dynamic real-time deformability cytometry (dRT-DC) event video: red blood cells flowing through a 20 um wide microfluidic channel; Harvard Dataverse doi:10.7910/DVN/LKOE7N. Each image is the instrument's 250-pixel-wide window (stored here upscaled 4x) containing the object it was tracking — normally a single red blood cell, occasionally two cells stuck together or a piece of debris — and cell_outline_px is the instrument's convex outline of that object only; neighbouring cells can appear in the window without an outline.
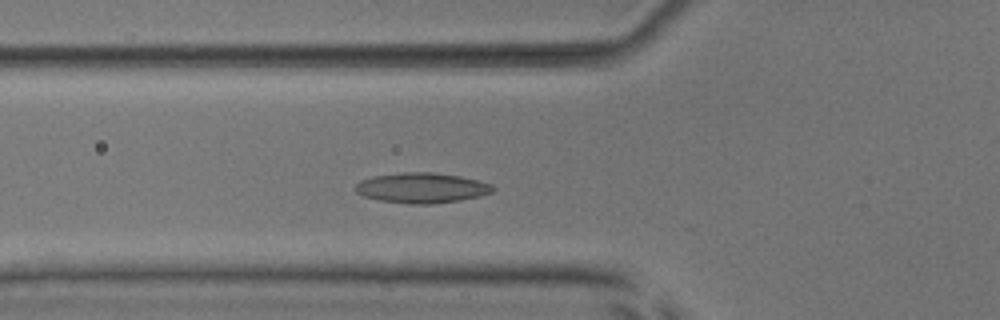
{"species": "common noctule bat (a hibernating species)", "species_latin": "Nyctalus noctula", "temperature_condition": "room temperature", "stored_images_in_passage": 40, "camera_frame_rate_fps": 3000, "um_per_image_px": 0.085, "animal": {"sex": "male", "body_mass_g": 17.9, "forearm_length_mm": 54.2}, "frame": {"image": 1, "passage_image": 15, "time_ms": 4.667, "image_size_px": [1000, 320], "cell_outline_px": [[496, 188], [492, 192], [480, 196], [460, 200], [432, 204], [408, 204], [380, 200], [364, 196], [356, 192], [352, 188], [360, 180], [372, 176], [404, 172], [432, 172], [460, 176], [492, 184]], "centroid_in_image_um": [35.83, 15.97], "position_along_channel_um": 90.0, "area_um2": 24.33}}
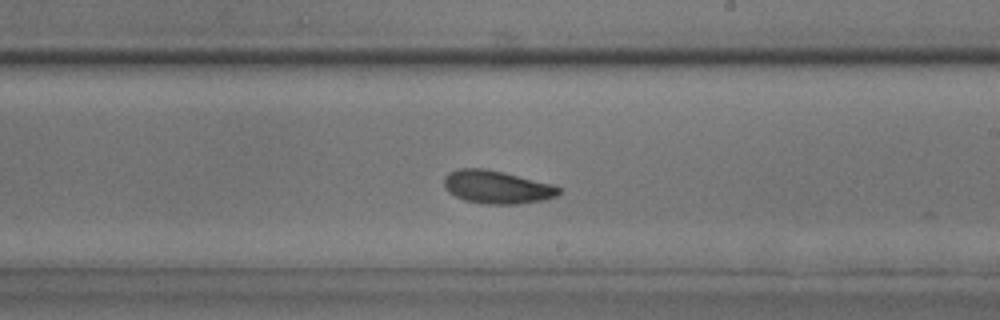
{"frame": {"image": 2, "passage_image": 27, "time_ms": 8.667, "image_size_px": [1000, 320], "cell_outline_px": [[560, 192], [556, 196], [544, 200], [516, 204], [484, 204], [464, 200], [448, 192], [444, 188], [444, 176], [448, 172], [460, 168], [484, 168], [504, 172], [552, 184], [560, 188]], "centroid_in_image_um": [42.2, 15.9], "position_along_channel_um": 246.8, "area_um2": 22.2}}
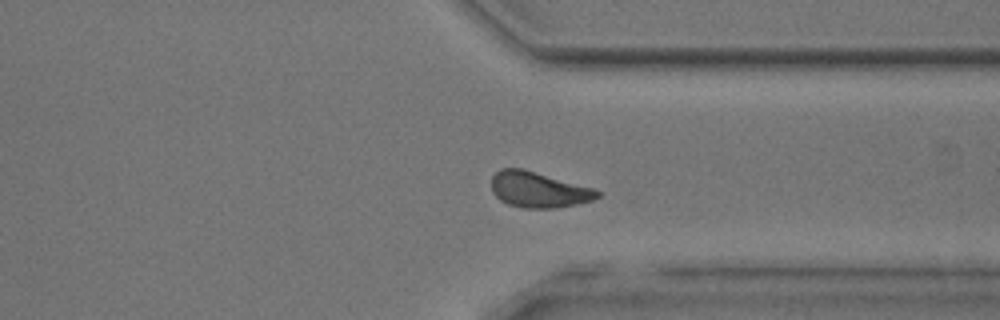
{"frame": {"image": 3, "passage_image": 36, "time_ms": 11.667, "image_size_px": [1000, 320], "cell_outline_px": [[600, 196], [592, 200], [576, 204], [556, 208], [524, 208], [508, 204], [500, 200], [492, 192], [492, 176], [500, 168], [520, 168], [592, 188], [600, 192]], "centroid_in_image_um": [45.74, 16.13], "position_along_channel_um": 365.7, "area_um2": 21.68}, "authors_computed_cell_mechanics": {"area_um2": 22.2819, "velocity_mm_per_s": 3.9355, "shape_relaxation_time_tau1_ms": 3.4427, "shape_relaxation_time_tau2_ms": 5.0632, "deformation_change_tau1": 0.0892, "deformation_change_tau2": 0.1081}}